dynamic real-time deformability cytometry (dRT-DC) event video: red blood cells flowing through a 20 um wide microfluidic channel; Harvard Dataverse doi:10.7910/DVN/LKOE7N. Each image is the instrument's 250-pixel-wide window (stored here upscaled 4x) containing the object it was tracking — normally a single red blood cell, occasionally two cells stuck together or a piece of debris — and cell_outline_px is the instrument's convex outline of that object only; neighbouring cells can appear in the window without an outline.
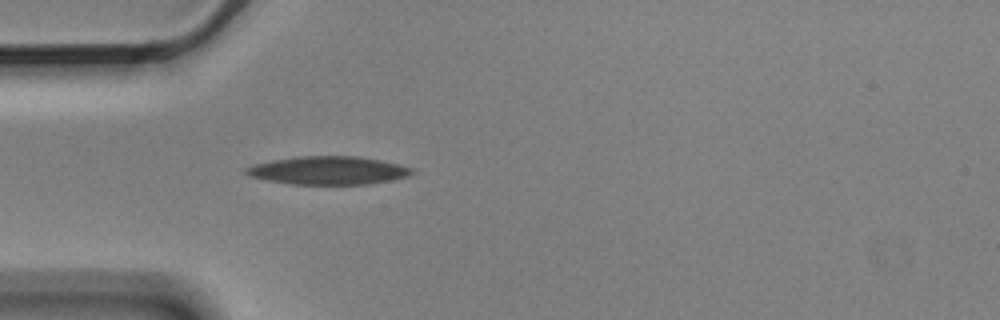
{"species": "Egyptian fruit bat (a non-hibernating species)", "species_latin": "Rousettus aegyptiacus", "temperature_condition": "cold", "stored_images_in_passage": 3, "camera_frame_rate_fps": 3000, "um_per_image_px": 0.085, "animal": {"sex": "male"}, "frame": {"image": 1, "passage_image": 3, "time_ms": 0.667, "image_size_px": [1000, 320], "cell_outline_px": [[416, 172], [408, 176], [392, 180], [368, 184], [292, 184], [268, 180], [248, 176], [244, 172], [244, 168], [252, 164], [272, 160], [296, 156], [356, 156], [380, 160], [400, 164], [412, 168]], "centroid_in_image_um": [27.89, 14.48], "position_along_channel_um": 57.1, "area_um2": 27.4}}